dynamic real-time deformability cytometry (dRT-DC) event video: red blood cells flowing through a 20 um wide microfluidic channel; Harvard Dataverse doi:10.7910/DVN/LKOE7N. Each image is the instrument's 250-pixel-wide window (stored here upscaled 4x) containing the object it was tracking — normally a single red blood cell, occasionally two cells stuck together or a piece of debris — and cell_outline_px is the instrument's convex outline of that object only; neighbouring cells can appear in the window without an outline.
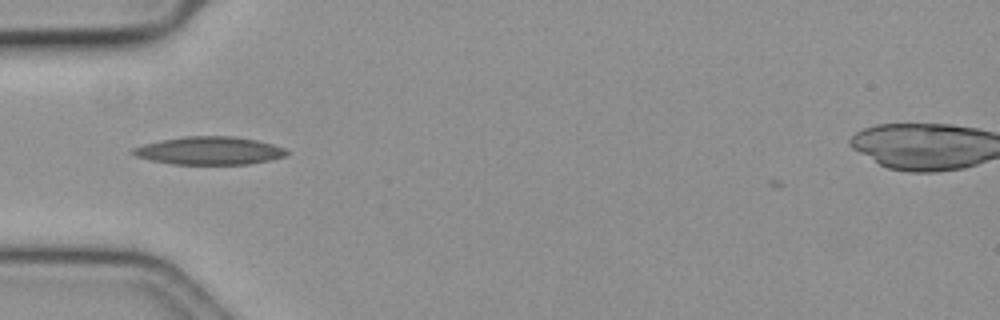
{"species": "common noctule bat (a hibernating species)", "species_latin": "Nyctalus noctula", "temperature_condition": "cold", "stored_images_in_passage": 38, "camera_frame_rate_fps": 3000, "um_per_image_px": 0.085, "animal": {"sex": "female", "body_mass_g": 19.3, "forearm_length_mm": 54.1}, "frame": {"image": 1, "passage_image": 1, "time_ms": 0.0, "image_size_px": [1000, 320], "cell_outline_px": [[288, 152], [284, 156], [268, 160], [248, 164], [172, 164], [152, 160], [136, 156], [132, 152], [132, 148], [144, 144], [160, 140], [184, 136], [236, 136], [256, 140], [272, 144], [284, 148]], "centroid_in_image_um": [17.78, 12.8], "position_along_channel_um": 67.2, "area_um2": 24.85}}
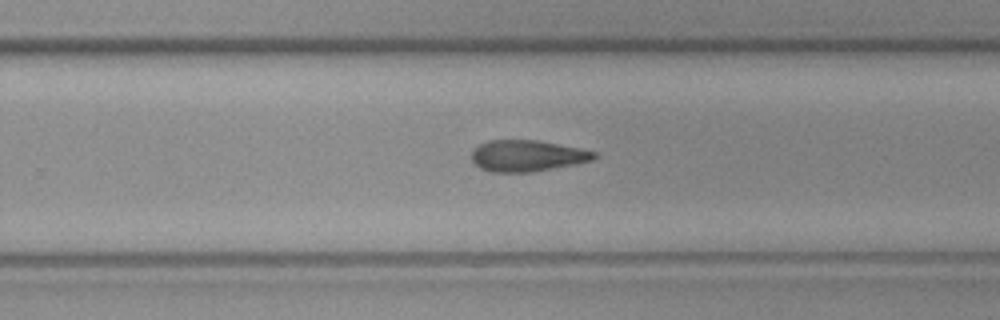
{"frame": {"image": 2, "passage_image": 19, "time_ms": 6.0, "image_size_px": [1000, 320], "cell_outline_px": [[596, 156], [592, 160], [576, 164], [532, 172], [492, 172], [480, 168], [472, 160], [472, 152], [480, 144], [488, 140], [536, 140], [580, 148], [596, 152]], "centroid_in_image_um": [44.81, 13.24], "position_along_channel_um": 285.0, "area_um2": 22.2}}
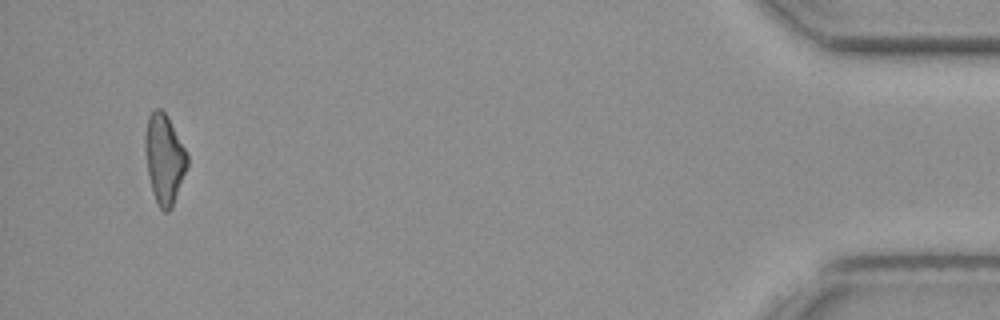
{"frame": {"image": 3, "passage_image": 37, "time_ms": 12.0, "image_size_px": [1000, 320], "cell_outline_px": [[188, 164], [172, 208], [168, 212], [164, 212], [160, 208], [152, 192], [148, 176], [144, 148], [144, 136], [148, 116], [156, 108], [160, 108], [164, 112], [184, 148], [188, 156]], "centroid_in_image_um": [13.94, 13.53], "position_along_channel_um": 421.3, "area_um2": 21.73}}